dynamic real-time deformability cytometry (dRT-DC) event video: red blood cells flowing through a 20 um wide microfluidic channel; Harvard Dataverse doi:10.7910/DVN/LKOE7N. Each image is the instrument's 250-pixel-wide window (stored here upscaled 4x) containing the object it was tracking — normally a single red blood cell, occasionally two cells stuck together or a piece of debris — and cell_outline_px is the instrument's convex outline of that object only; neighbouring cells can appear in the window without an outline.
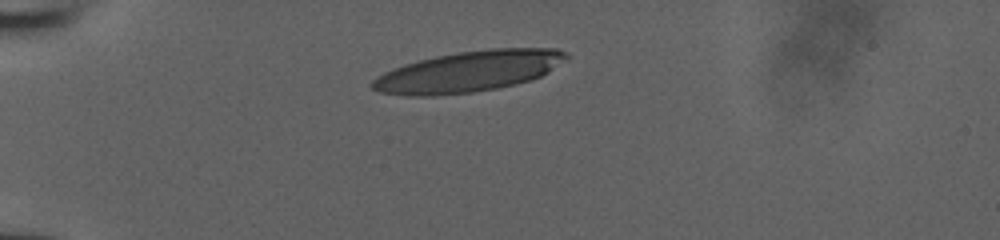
{"species": "human", "species_latin": "Homo sapiens", "temperature_condition": "room temperature", "stored_images_in_passage": 31, "camera_frame_rate_fps": 3000, "um_per_image_px": 0.085, "donor": {"sex": "male"}, "frame": {"image": 1, "passage_image": 1, "time_ms": 0.0, "image_size_px": [1000, 240], "cell_outline_px": [[572, 56], [548, 72], [540, 76], [516, 84], [496, 88], [472, 92], [432, 96], [404, 96], [380, 92], [372, 88], [368, 84], [376, 76], [392, 68], [404, 64], [436, 56], [460, 52], [492, 48], [556, 48], [568, 52]], "centroid_in_image_um": [39.83, 6.07], "position_along_channel_um": 45.2, "area_um2": 46.3}}
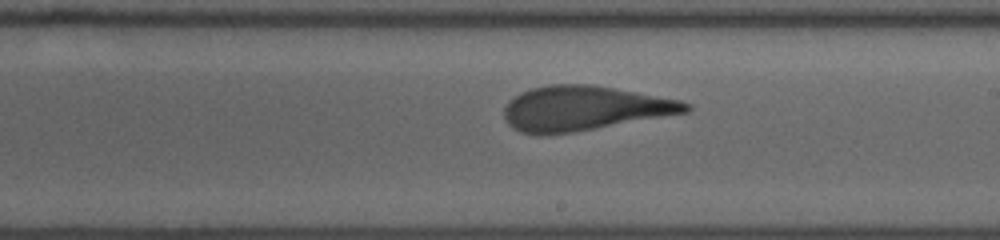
{"frame": {"image": 2, "passage_image": 18, "time_ms": 5.667, "image_size_px": [1000, 240], "cell_outline_px": [[692, 108], [688, 112], [572, 132], [520, 132], [512, 128], [504, 120], [504, 108], [508, 100], [520, 92], [532, 88], [552, 84], [592, 84], [680, 100], [692, 104]], "centroid_in_image_um": [49.65, 9.17], "position_along_channel_um": 239.4, "area_um2": 46.53}}
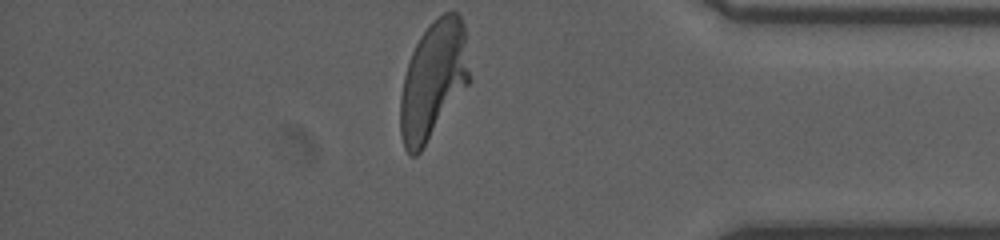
{"frame": {"image": 3, "passage_image": 31, "time_ms": 10.0, "image_size_px": [1000, 240], "cell_outline_px": [[472, 80], [420, 152], [416, 156], [408, 156], [404, 148], [400, 132], [400, 96], [404, 76], [408, 60], [420, 36], [428, 24], [432, 20], [444, 12], [456, 12], [460, 16], [464, 24]], "centroid_in_image_um": [36.84, 6.81], "position_along_channel_um": 398.4, "area_um2": 48.09}}